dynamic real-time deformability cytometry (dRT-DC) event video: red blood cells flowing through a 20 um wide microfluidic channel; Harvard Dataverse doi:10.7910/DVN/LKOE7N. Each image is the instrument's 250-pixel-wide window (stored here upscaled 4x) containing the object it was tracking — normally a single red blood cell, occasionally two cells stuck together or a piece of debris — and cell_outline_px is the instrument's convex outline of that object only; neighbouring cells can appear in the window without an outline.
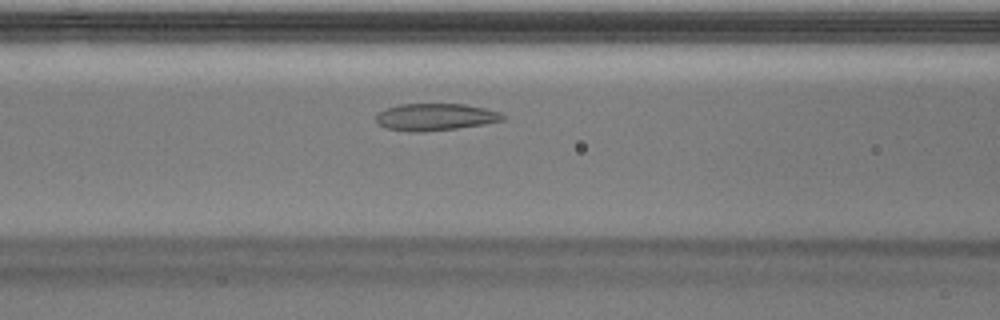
{"species": "Egyptian fruit bat (a non-hibernating species)", "species_latin": "Rousettus aegyptiacus", "temperature_condition": "warm", "stored_images_in_passage": 30, "camera_frame_rate_fps": 3000, "um_per_image_px": 0.085, "animal": {"sex": "male"}, "frame": {"image": 1, "passage_image": 6, "time_ms": 1.667, "image_size_px": [1000, 320], "cell_outline_px": [[504, 120], [484, 124], [456, 128], [420, 132], [408, 132], [388, 128], [380, 124], [376, 120], [376, 116], [384, 108], [400, 104], [464, 104], [484, 108], [500, 112], [504, 116]], "centroid_in_image_um": [37.0, 9.94], "position_along_channel_um": 129.6, "area_um2": 19.83}}
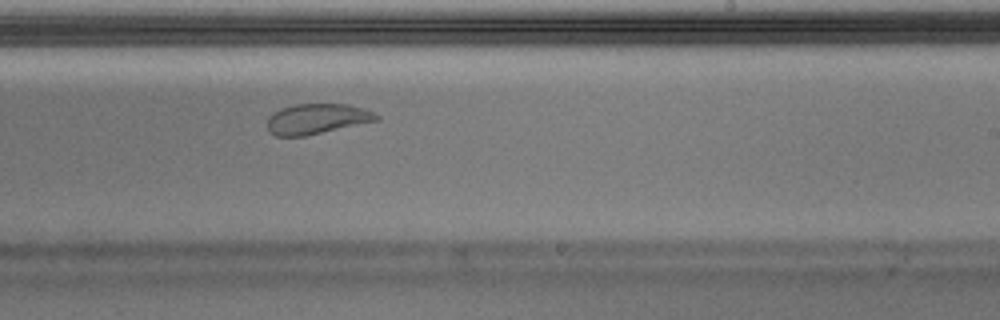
{"frame": {"image": 2, "passage_image": 16, "time_ms": 5.0, "image_size_px": [1000, 320], "cell_outline_px": [[380, 120], [304, 136], [276, 136], [268, 132], [268, 116], [272, 112], [280, 108], [296, 104], [348, 104], [364, 108], [380, 116]], "centroid_in_image_um": [26.92, 10.1], "position_along_channel_um": 262.1, "area_um2": 19.36}}
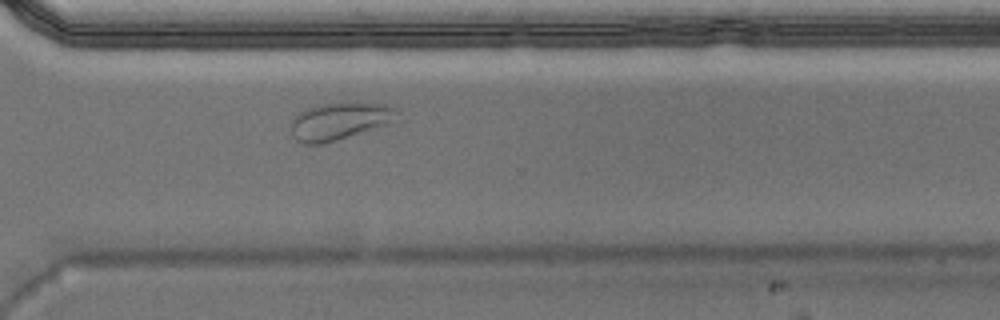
{"frame": {"image": 3, "passage_image": 22, "time_ms": 7.0, "image_size_px": [1000, 320], "cell_outline_px": [[404, 120], [336, 140], [320, 144], [304, 144], [296, 140], [292, 136], [292, 120], [300, 112], [308, 108], [324, 104], [384, 104], [396, 108], [400, 112]], "centroid_in_image_um": [28.98, 10.32], "position_along_channel_um": 341.6, "area_um2": 23.0}, "authors_computed_cell_mechanics": {"area_um2": 20.3167, "velocity_mm_per_s": 3.9796, "shape_relaxation_time_tau1_ms": null, "shape_relaxation_time_tau2_ms": 1.037, "deformation_change_tau1": null, "deformation_change_tau2": 0.0697}}